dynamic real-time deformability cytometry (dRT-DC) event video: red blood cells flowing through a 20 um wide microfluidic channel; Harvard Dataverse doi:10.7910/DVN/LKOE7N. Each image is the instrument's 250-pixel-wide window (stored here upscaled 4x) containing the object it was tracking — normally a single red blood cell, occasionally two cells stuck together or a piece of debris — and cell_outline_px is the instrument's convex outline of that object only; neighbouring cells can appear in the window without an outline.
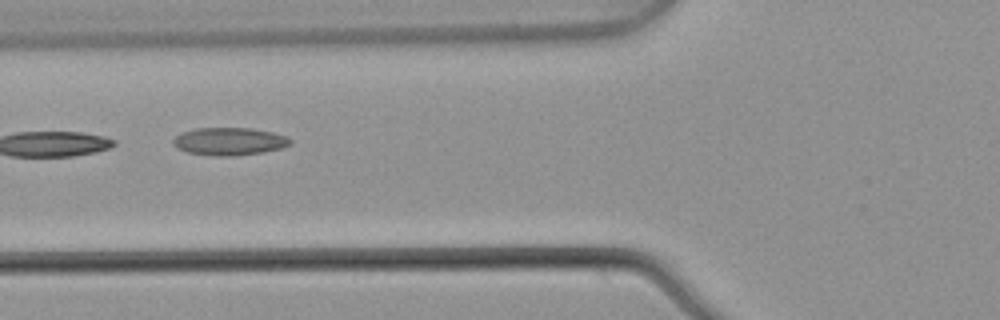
{"species": "common noctule bat (a hibernating species)", "species_latin": "Nyctalus noctula", "temperature_condition": "warm", "stored_images_in_passage": 7, "camera_frame_rate_fps": 3000, "um_per_image_px": 0.085, "animal": {"sex": "male", "body_mass_g": 21.5, "forearm_length_mm": 52.0}, "frame": {"image": 1, "passage_image": 5, "time_ms": 1.333, "image_size_px": [1000, 320], "cell_outline_px": [[292, 144], [284, 148], [264, 152], [236, 156], [216, 156], [188, 152], [176, 148], [172, 144], [172, 140], [180, 132], [196, 128], [252, 128], [272, 132], [288, 136], [292, 140]], "centroid_in_image_um": [19.52, 12.02], "position_along_channel_um": 106.3, "area_um2": 19.25}}